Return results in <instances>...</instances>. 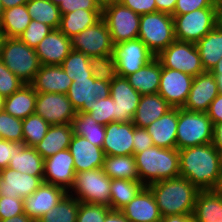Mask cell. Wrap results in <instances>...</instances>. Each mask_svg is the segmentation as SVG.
I'll use <instances>...</instances> for the list:
<instances>
[{
	"label": "cell",
	"mask_w": 222,
	"mask_h": 222,
	"mask_svg": "<svg viewBox=\"0 0 222 222\" xmlns=\"http://www.w3.org/2000/svg\"><path fill=\"white\" fill-rule=\"evenodd\" d=\"M180 176L200 191L215 190L222 176V155L212 143L178 150Z\"/></svg>",
	"instance_id": "obj_1"
},
{
	"label": "cell",
	"mask_w": 222,
	"mask_h": 222,
	"mask_svg": "<svg viewBox=\"0 0 222 222\" xmlns=\"http://www.w3.org/2000/svg\"><path fill=\"white\" fill-rule=\"evenodd\" d=\"M163 216L175 214H193L195 200L200 191L184 177L158 181L147 186Z\"/></svg>",
	"instance_id": "obj_2"
},
{
	"label": "cell",
	"mask_w": 222,
	"mask_h": 222,
	"mask_svg": "<svg viewBox=\"0 0 222 222\" xmlns=\"http://www.w3.org/2000/svg\"><path fill=\"white\" fill-rule=\"evenodd\" d=\"M140 182L144 186L180 176L178 149L157 146L134 154Z\"/></svg>",
	"instance_id": "obj_3"
},
{
	"label": "cell",
	"mask_w": 222,
	"mask_h": 222,
	"mask_svg": "<svg viewBox=\"0 0 222 222\" xmlns=\"http://www.w3.org/2000/svg\"><path fill=\"white\" fill-rule=\"evenodd\" d=\"M0 60L25 84H31L42 64L34 48L29 47L18 37H6Z\"/></svg>",
	"instance_id": "obj_4"
},
{
	"label": "cell",
	"mask_w": 222,
	"mask_h": 222,
	"mask_svg": "<svg viewBox=\"0 0 222 222\" xmlns=\"http://www.w3.org/2000/svg\"><path fill=\"white\" fill-rule=\"evenodd\" d=\"M172 16L175 39L197 43L222 21V8H202Z\"/></svg>",
	"instance_id": "obj_5"
},
{
	"label": "cell",
	"mask_w": 222,
	"mask_h": 222,
	"mask_svg": "<svg viewBox=\"0 0 222 222\" xmlns=\"http://www.w3.org/2000/svg\"><path fill=\"white\" fill-rule=\"evenodd\" d=\"M138 38L157 56L176 40L173 16L159 11L140 15Z\"/></svg>",
	"instance_id": "obj_6"
},
{
	"label": "cell",
	"mask_w": 222,
	"mask_h": 222,
	"mask_svg": "<svg viewBox=\"0 0 222 222\" xmlns=\"http://www.w3.org/2000/svg\"><path fill=\"white\" fill-rule=\"evenodd\" d=\"M213 123L207 112L178 108L177 149L212 143Z\"/></svg>",
	"instance_id": "obj_7"
},
{
	"label": "cell",
	"mask_w": 222,
	"mask_h": 222,
	"mask_svg": "<svg viewBox=\"0 0 222 222\" xmlns=\"http://www.w3.org/2000/svg\"><path fill=\"white\" fill-rule=\"evenodd\" d=\"M111 179L102 168L77 172L68 194L80 202L110 208ZM74 192V193H73Z\"/></svg>",
	"instance_id": "obj_8"
},
{
	"label": "cell",
	"mask_w": 222,
	"mask_h": 222,
	"mask_svg": "<svg viewBox=\"0 0 222 222\" xmlns=\"http://www.w3.org/2000/svg\"><path fill=\"white\" fill-rule=\"evenodd\" d=\"M156 58L163 67L178 70L193 77L205 72L196 43L175 40Z\"/></svg>",
	"instance_id": "obj_9"
},
{
	"label": "cell",
	"mask_w": 222,
	"mask_h": 222,
	"mask_svg": "<svg viewBox=\"0 0 222 222\" xmlns=\"http://www.w3.org/2000/svg\"><path fill=\"white\" fill-rule=\"evenodd\" d=\"M112 56L120 77L135 73L156 57L139 38L115 44Z\"/></svg>",
	"instance_id": "obj_10"
},
{
	"label": "cell",
	"mask_w": 222,
	"mask_h": 222,
	"mask_svg": "<svg viewBox=\"0 0 222 222\" xmlns=\"http://www.w3.org/2000/svg\"><path fill=\"white\" fill-rule=\"evenodd\" d=\"M111 34L113 44L138 38L140 15L121 3L106 7L102 11Z\"/></svg>",
	"instance_id": "obj_11"
},
{
	"label": "cell",
	"mask_w": 222,
	"mask_h": 222,
	"mask_svg": "<svg viewBox=\"0 0 222 222\" xmlns=\"http://www.w3.org/2000/svg\"><path fill=\"white\" fill-rule=\"evenodd\" d=\"M113 48L111 34L103 18L72 39V50L89 57L112 55Z\"/></svg>",
	"instance_id": "obj_12"
},
{
	"label": "cell",
	"mask_w": 222,
	"mask_h": 222,
	"mask_svg": "<svg viewBox=\"0 0 222 222\" xmlns=\"http://www.w3.org/2000/svg\"><path fill=\"white\" fill-rule=\"evenodd\" d=\"M35 114L50 125L71 124L77 114L68 96L63 93L37 92Z\"/></svg>",
	"instance_id": "obj_13"
},
{
	"label": "cell",
	"mask_w": 222,
	"mask_h": 222,
	"mask_svg": "<svg viewBox=\"0 0 222 222\" xmlns=\"http://www.w3.org/2000/svg\"><path fill=\"white\" fill-rule=\"evenodd\" d=\"M77 112L88 113L94 99L110 95V82L97 80L94 77L72 81L66 94Z\"/></svg>",
	"instance_id": "obj_14"
},
{
	"label": "cell",
	"mask_w": 222,
	"mask_h": 222,
	"mask_svg": "<svg viewBox=\"0 0 222 222\" xmlns=\"http://www.w3.org/2000/svg\"><path fill=\"white\" fill-rule=\"evenodd\" d=\"M193 76L161 65L158 93L172 106L182 108L191 89Z\"/></svg>",
	"instance_id": "obj_15"
},
{
	"label": "cell",
	"mask_w": 222,
	"mask_h": 222,
	"mask_svg": "<svg viewBox=\"0 0 222 222\" xmlns=\"http://www.w3.org/2000/svg\"><path fill=\"white\" fill-rule=\"evenodd\" d=\"M110 96L115 102V121L132 122L141 94L129 84L126 77L117 75L110 82Z\"/></svg>",
	"instance_id": "obj_16"
},
{
	"label": "cell",
	"mask_w": 222,
	"mask_h": 222,
	"mask_svg": "<svg viewBox=\"0 0 222 222\" xmlns=\"http://www.w3.org/2000/svg\"><path fill=\"white\" fill-rule=\"evenodd\" d=\"M218 79L210 71L195 76L187 100L182 107L188 111L207 112L219 94Z\"/></svg>",
	"instance_id": "obj_17"
},
{
	"label": "cell",
	"mask_w": 222,
	"mask_h": 222,
	"mask_svg": "<svg viewBox=\"0 0 222 222\" xmlns=\"http://www.w3.org/2000/svg\"><path fill=\"white\" fill-rule=\"evenodd\" d=\"M75 174L74 159L68 149L44 160L43 182L60 186L68 192L73 186Z\"/></svg>",
	"instance_id": "obj_18"
},
{
	"label": "cell",
	"mask_w": 222,
	"mask_h": 222,
	"mask_svg": "<svg viewBox=\"0 0 222 222\" xmlns=\"http://www.w3.org/2000/svg\"><path fill=\"white\" fill-rule=\"evenodd\" d=\"M67 193L60 186L43 182L31 195L23 199L24 213L36 222L56 206Z\"/></svg>",
	"instance_id": "obj_19"
},
{
	"label": "cell",
	"mask_w": 222,
	"mask_h": 222,
	"mask_svg": "<svg viewBox=\"0 0 222 222\" xmlns=\"http://www.w3.org/2000/svg\"><path fill=\"white\" fill-rule=\"evenodd\" d=\"M102 149L107 156L134 155L133 122L107 124Z\"/></svg>",
	"instance_id": "obj_20"
},
{
	"label": "cell",
	"mask_w": 222,
	"mask_h": 222,
	"mask_svg": "<svg viewBox=\"0 0 222 222\" xmlns=\"http://www.w3.org/2000/svg\"><path fill=\"white\" fill-rule=\"evenodd\" d=\"M0 196L25 198L43 183V176H31L9 167L0 170Z\"/></svg>",
	"instance_id": "obj_21"
},
{
	"label": "cell",
	"mask_w": 222,
	"mask_h": 222,
	"mask_svg": "<svg viewBox=\"0 0 222 222\" xmlns=\"http://www.w3.org/2000/svg\"><path fill=\"white\" fill-rule=\"evenodd\" d=\"M42 65H61L72 51V39L53 29L35 48Z\"/></svg>",
	"instance_id": "obj_22"
},
{
	"label": "cell",
	"mask_w": 222,
	"mask_h": 222,
	"mask_svg": "<svg viewBox=\"0 0 222 222\" xmlns=\"http://www.w3.org/2000/svg\"><path fill=\"white\" fill-rule=\"evenodd\" d=\"M68 150L73 156L76 173L103 167V149L93 145L83 136L73 134Z\"/></svg>",
	"instance_id": "obj_23"
},
{
	"label": "cell",
	"mask_w": 222,
	"mask_h": 222,
	"mask_svg": "<svg viewBox=\"0 0 222 222\" xmlns=\"http://www.w3.org/2000/svg\"><path fill=\"white\" fill-rule=\"evenodd\" d=\"M120 211L130 222H160L162 218L155 198L147 186Z\"/></svg>",
	"instance_id": "obj_24"
},
{
	"label": "cell",
	"mask_w": 222,
	"mask_h": 222,
	"mask_svg": "<svg viewBox=\"0 0 222 222\" xmlns=\"http://www.w3.org/2000/svg\"><path fill=\"white\" fill-rule=\"evenodd\" d=\"M72 80L60 65H42L36 73L33 89L39 93L67 94Z\"/></svg>",
	"instance_id": "obj_25"
},
{
	"label": "cell",
	"mask_w": 222,
	"mask_h": 222,
	"mask_svg": "<svg viewBox=\"0 0 222 222\" xmlns=\"http://www.w3.org/2000/svg\"><path fill=\"white\" fill-rule=\"evenodd\" d=\"M178 108L172 107L158 120L145 129L152 138L154 146L174 149L177 148Z\"/></svg>",
	"instance_id": "obj_26"
},
{
	"label": "cell",
	"mask_w": 222,
	"mask_h": 222,
	"mask_svg": "<svg viewBox=\"0 0 222 222\" xmlns=\"http://www.w3.org/2000/svg\"><path fill=\"white\" fill-rule=\"evenodd\" d=\"M171 108L172 106L159 93L141 95L132 122L136 127L146 128Z\"/></svg>",
	"instance_id": "obj_27"
},
{
	"label": "cell",
	"mask_w": 222,
	"mask_h": 222,
	"mask_svg": "<svg viewBox=\"0 0 222 222\" xmlns=\"http://www.w3.org/2000/svg\"><path fill=\"white\" fill-rule=\"evenodd\" d=\"M72 136L71 124L50 125L44 138L34 148L45 160L59 151L68 149Z\"/></svg>",
	"instance_id": "obj_28"
},
{
	"label": "cell",
	"mask_w": 222,
	"mask_h": 222,
	"mask_svg": "<svg viewBox=\"0 0 222 222\" xmlns=\"http://www.w3.org/2000/svg\"><path fill=\"white\" fill-rule=\"evenodd\" d=\"M161 78V63L155 57L147 65L126 76L129 84L141 95L158 93Z\"/></svg>",
	"instance_id": "obj_29"
},
{
	"label": "cell",
	"mask_w": 222,
	"mask_h": 222,
	"mask_svg": "<svg viewBox=\"0 0 222 222\" xmlns=\"http://www.w3.org/2000/svg\"><path fill=\"white\" fill-rule=\"evenodd\" d=\"M37 92L31 84H24L20 89L5 98L4 111L24 120L35 113Z\"/></svg>",
	"instance_id": "obj_30"
},
{
	"label": "cell",
	"mask_w": 222,
	"mask_h": 222,
	"mask_svg": "<svg viewBox=\"0 0 222 222\" xmlns=\"http://www.w3.org/2000/svg\"><path fill=\"white\" fill-rule=\"evenodd\" d=\"M205 71H212L222 60V21L196 43Z\"/></svg>",
	"instance_id": "obj_31"
},
{
	"label": "cell",
	"mask_w": 222,
	"mask_h": 222,
	"mask_svg": "<svg viewBox=\"0 0 222 222\" xmlns=\"http://www.w3.org/2000/svg\"><path fill=\"white\" fill-rule=\"evenodd\" d=\"M102 19V10L78 9L61 15L59 30L73 39L86 28L95 25Z\"/></svg>",
	"instance_id": "obj_32"
},
{
	"label": "cell",
	"mask_w": 222,
	"mask_h": 222,
	"mask_svg": "<svg viewBox=\"0 0 222 222\" xmlns=\"http://www.w3.org/2000/svg\"><path fill=\"white\" fill-rule=\"evenodd\" d=\"M193 215L196 222H222V197L216 190L199 191Z\"/></svg>",
	"instance_id": "obj_33"
},
{
	"label": "cell",
	"mask_w": 222,
	"mask_h": 222,
	"mask_svg": "<svg viewBox=\"0 0 222 222\" xmlns=\"http://www.w3.org/2000/svg\"><path fill=\"white\" fill-rule=\"evenodd\" d=\"M8 167L31 176H43L44 159L34 147L23 146L20 150H14Z\"/></svg>",
	"instance_id": "obj_34"
},
{
	"label": "cell",
	"mask_w": 222,
	"mask_h": 222,
	"mask_svg": "<svg viewBox=\"0 0 222 222\" xmlns=\"http://www.w3.org/2000/svg\"><path fill=\"white\" fill-rule=\"evenodd\" d=\"M102 169L110 179L140 181L134 155H105Z\"/></svg>",
	"instance_id": "obj_35"
},
{
	"label": "cell",
	"mask_w": 222,
	"mask_h": 222,
	"mask_svg": "<svg viewBox=\"0 0 222 222\" xmlns=\"http://www.w3.org/2000/svg\"><path fill=\"white\" fill-rule=\"evenodd\" d=\"M31 20L26 4L11 7L4 10L0 29L5 37H18L26 30Z\"/></svg>",
	"instance_id": "obj_36"
},
{
	"label": "cell",
	"mask_w": 222,
	"mask_h": 222,
	"mask_svg": "<svg viewBox=\"0 0 222 222\" xmlns=\"http://www.w3.org/2000/svg\"><path fill=\"white\" fill-rule=\"evenodd\" d=\"M73 134L83 136L93 145L101 147L105 138V126L98 124L88 113L77 112L71 122Z\"/></svg>",
	"instance_id": "obj_37"
},
{
	"label": "cell",
	"mask_w": 222,
	"mask_h": 222,
	"mask_svg": "<svg viewBox=\"0 0 222 222\" xmlns=\"http://www.w3.org/2000/svg\"><path fill=\"white\" fill-rule=\"evenodd\" d=\"M144 187L145 186L140 181L111 179V210L120 211L124 206L129 204Z\"/></svg>",
	"instance_id": "obj_38"
},
{
	"label": "cell",
	"mask_w": 222,
	"mask_h": 222,
	"mask_svg": "<svg viewBox=\"0 0 222 222\" xmlns=\"http://www.w3.org/2000/svg\"><path fill=\"white\" fill-rule=\"evenodd\" d=\"M26 7L30 17L42 22L53 29H59L61 13L57 5L49 0H28Z\"/></svg>",
	"instance_id": "obj_39"
},
{
	"label": "cell",
	"mask_w": 222,
	"mask_h": 222,
	"mask_svg": "<svg viewBox=\"0 0 222 222\" xmlns=\"http://www.w3.org/2000/svg\"><path fill=\"white\" fill-rule=\"evenodd\" d=\"M79 200L68 193L36 222H77Z\"/></svg>",
	"instance_id": "obj_40"
},
{
	"label": "cell",
	"mask_w": 222,
	"mask_h": 222,
	"mask_svg": "<svg viewBox=\"0 0 222 222\" xmlns=\"http://www.w3.org/2000/svg\"><path fill=\"white\" fill-rule=\"evenodd\" d=\"M50 124L35 113L22 120L23 144L34 147L46 135Z\"/></svg>",
	"instance_id": "obj_41"
},
{
	"label": "cell",
	"mask_w": 222,
	"mask_h": 222,
	"mask_svg": "<svg viewBox=\"0 0 222 222\" xmlns=\"http://www.w3.org/2000/svg\"><path fill=\"white\" fill-rule=\"evenodd\" d=\"M89 56L82 52L72 50L61 63V67L72 81L93 77L89 66Z\"/></svg>",
	"instance_id": "obj_42"
},
{
	"label": "cell",
	"mask_w": 222,
	"mask_h": 222,
	"mask_svg": "<svg viewBox=\"0 0 222 222\" xmlns=\"http://www.w3.org/2000/svg\"><path fill=\"white\" fill-rule=\"evenodd\" d=\"M0 138L23 144L22 120L4 110L0 112Z\"/></svg>",
	"instance_id": "obj_43"
},
{
	"label": "cell",
	"mask_w": 222,
	"mask_h": 222,
	"mask_svg": "<svg viewBox=\"0 0 222 222\" xmlns=\"http://www.w3.org/2000/svg\"><path fill=\"white\" fill-rule=\"evenodd\" d=\"M89 66L97 80L111 82L117 76L112 55L90 57Z\"/></svg>",
	"instance_id": "obj_44"
},
{
	"label": "cell",
	"mask_w": 222,
	"mask_h": 222,
	"mask_svg": "<svg viewBox=\"0 0 222 222\" xmlns=\"http://www.w3.org/2000/svg\"><path fill=\"white\" fill-rule=\"evenodd\" d=\"M88 114L98 124L106 126L115 121V102L110 95L106 98L94 99Z\"/></svg>",
	"instance_id": "obj_45"
},
{
	"label": "cell",
	"mask_w": 222,
	"mask_h": 222,
	"mask_svg": "<svg viewBox=\"0 0 222 222\" xmlns=\"http://www.w3.org/2000/svg\"><path fill=\"white\" fill-rule=\"evenodd\" d=\"M52 30V27L32 19L26 30L18 38L35 49Z\"/></svg>",
	"instance_id": "obj_46"
},
{
	"label": "cell",
	"mask_w": 222,
	"mask_h": 222,
	"mask_svg": "<svg viewBox=\"0 0 222 222\" xmlns=\"http://www.w3.org/2000/svg\"><path fill=\"white\" fill-rule=\"evenodd\" d=\"M110 210L111 208L104 205L79 201L77 222H104L105 216Z\"/></svg>",
	"instance_id": "obj_47"
},
{
	"label": "cell",
	"mask_w": 222,
	"mask_h": 222,
	"mask_svg": "<svg viewBox=\"0 0 222 222\" xmlns=\"http://www.w3.org/2000/svg\"><path fill=\"white\" fill-rule=\"evenodd\" d=\"M25 83L12 73L0 60V94L6 98L20 89Z\"/></svg>",
	"instance_id": "obj_48"
},
{
	"label": "cell",
	"mask_w": 222,
	"mask_h": 222,
	"mask_svg": "<svg viewBox=\"0 0 222 222\" xmlns=\"http://www.w3.org/2000/svg\"><path fill=\"white\" fill-rule=\"evenodd\" d=\"M202 8H222V3L217 0H177L172 15H182Z\"/></svg>",
	"instance_id": "obj_49"
},
{
	"label": "cell",
	"mask_w": 222,
	"mask_h": 222,
	"mask_svg": "<svg viewBox=\"0 0 222 222\" xmlns=\"http://www.w3.org/2000/svg\"><path fill=\"white\" fill-rule=\"evenodd\" d=\"M24 213L23 198L0 196V220Z\"/></svg>",
	"instance_id": "obj_50"
},
{
	"label": "cell",
	"mask_w": 222,
	"mask_h": 222,
	"mask_svg": "<svg viewBox=\"0 0 222 222\" xmlns=\"http://www.w3.org/2000/svg\"><path fill=\"white\" fill-rule=\"evenodd\" d=\"M60 13H70L78 9L101 10L96 0H64L59 4Z\"/></svg>",
	"instance_id": "obj_51"
},
{
	"label": "cell",
	"mask_w": 222,
	"mask_h": 222,
	"mask_svg": "<svg viewBox=\"0 0 222 222\" xmlns=\"http://www.w3.org/2000/svg\"><path fill=\"white\" fill-rule=\"evenodd\" d=\"M154 146L149 133L145 128L136 127L133 124V150L134 154Z\"/></svg>",
	"instance_id": "obj_52"
},
{
	"label": "cell",
	"mask_w": 222,
	"mask_h": 222,
	"mask_svg": "<svg viewBox=\"0 0 222 222\" xmlns=\"http://www.w3.org/2000/svg\"><path fill=\"white\" fill-rule=\"evenodd\" d=\"M120 3L138 15L157 12L155 0H121Z\"/></svg>",
	"instance_id": "obj_53"
},
{
	"label": "cell",
	"mask_w": 222,
	"mask_h": 222,
	"mask_svg": "<svg viewBox=\"0 0 222 222\" xmlns=\"http://www.w3.org/2000/svg\"><path fill=\"white\" fill-rule=\"evenodd\" d=\"M24 144L0 139V170L7 168L14 150H20Z\"/></svg>",
	"instance_id": "obj_54"
},
{
	"label": "cell",
	"mask_w": 222,
	"mask_h": 222,
	"mask_svg": "<svg viewBox=\"0 0 222 222\" xmlns=\"http://www.w3.org/2000/svg\"><path fill=\"white\" fill-rule=\"evenodd\" d=\"M207 114L213 124L222 122V93L210 103Z\"/></svg>",
	"instance_id": "obj_55"
},
{
	"label": "cell",
	"mask_w": 222,
	"mask_h": 222,
	"mask_svg": "<svg viewBox=\"0 0 222 222\" xmlns=\"http://www.w3.org/2000/svg\"><path fill=\"white\" fill-rule=\"evenodd\" d=\"M212 144L222 155V122L213 124Z\"/></svg>",
	"instance_id": "obj_56"
},
{
	"label": "cell",
	"mask_w": 222,
	"mask_h": 222,
	"mask_svg": "<svg viewBox=\"0 0 222 222\" xmlns=\"http://www.w3.org/2000/svg\"><path fill=\"white\" fill-rule=\"evenodd\" d=\"M156 9L159 12L173 14L177 0H155Z\"/></svg>",
	"instance_id": "obj_57"
},
{
	"label": "cell",
	"mask_w": 222,
	"mask_h": 222,
	"mask_svg": "<svg viewBox=\"0 0 222 222\" xmlns=\"http://www.w3.org/2000/svg\"><path fill=\"white\" fill-rule=\"evenodd\" d=\"M160 222H196L193 214H175L163 216Z\"/></svg>",
	"instance_id": "obj_58"
},
{
	"label": "cell",
	"mask_w": 222,
	"mask_h": 222,
	"mask_svg": "<svg viewBox=\"0 0 222 222\" xmlns=\"http://www.w3.org/2000/svg\"><path fill=\"white\" fill-rule=\"evenodd\" d=\"M104 222H130L121 211L110 210L106 216Z\"/></svg>",
	"instance_id": "obj_59"
},
{
	"label": "cell",
	"mask_w": 222,
	"mask_h": 222,
	"mask_svg": "<svg viewBox=\"0 0 222 222\" xmlns=\"http://www.w3.org/2000/svg\"><path fill=\"white\" fill-rule=\"evenodd\" d=\"M211 73L218 79L219 92L222 93V60L216 64Z\"/></svg>",
	"instance_id": "obj_60"
},
{
	"label": "cell",
	"mask_w": 222,
	"mask_h": 222,
	"mask_svg": "<svg viewBox=\"0 0 222 222\" xmlns=\"http://www.w3.org/2000/svg\"><path fill=\"white\" fill-rule=\"evenodd\" d=\"M0 222H34V221L31 218H29L25 213H23L16 215L15 217L0 220Z\"/></svg>",
	"instance_id": "obj_61"
},
{
	"label": "cell",
	"mask_w": 222,
	"mask_h": 222,
	"mask_svg": "<svg viewBox=\"0 0 222 222\" xmlns=\"http://www.w3.org/2000/svg\"><path fill=\"white\" fill-rule=\"evenodd\" d=\"M3 9H8L18 5L26 4L28 0H1Z\"/></svg>",
	"instance_id": "obj_62"
},
{
	"label": "cell",
	"mask_w": 222,
	"mask_h": 222,
	"mask_svg": "<svg viewBox=\"0 0 222 222\" xmlns=\"http://www.w3.org/2000/svg\"><path fill=\"white\" fill-rule=\"evenodd\" d=\"M97 4L103 11L106 7L120 3L121 0H96Z\"/></svg>",
	"instance_id": "obj_63"
},
{
	"label": "cell",
	"mask_w": 222,
	"mask_h": 222,
	"mask_svg": "<svg viewBox=\"0 0 222 222\" xmlns=\"http://www.w3.org/2000/svg\"><path fill=\"white\" fill-rule=\"evenodd\" d=\"M215 190L222 197V176H221L219 184Z\"/></svg>",
	"instance_id": "obj_64"
},
{
	"label": "cell",
	"mask_w": 222,
	"mask_h": 222,
	"mask_svg": "<svg viewBox=\"0 0 222 222\" xmlns=\"http://www.w3.org/2000/svg\"><path fill=\"white\" fill-rule=\"evenodd\" d=\"M5 38L6 37H5L4 33L0 29V54H1L2 46H3V42H4Z\"/></svg>",
	"instance_id": "obj_65"
},
{
	"label": "cell",
	"mask_w": 222,
	"mask_h": 222,
	"mask_svg": "<svg viewBox=\"0 0 222 222\" xmlns=\"http://www.w3.org/2000/svg\"><path fill=\"white\" fill-rule=\"evenodd\" d=\"M5 98L0 94V112L4 110Z\"/></svg>",
	"instance_id": "obj_66"
},
{
	"label": "cell",
	"mask_w": 222,
	"mask_h": 222,
	"mask_svg": "<svg viewBox=\"0 0 222 222\" xmlns=\"http://www.w3.org/2000/svg\"><path fill=\"white\" fill-rule=\"evenodd\" d=\"M51 1L54 5L59 6L60 3H62L64 0H49Z\"/></svg>",
	"instance_id": "obj_67"
},
{
	"label": "cell",
	"mask_w": 222,
	"mask_h": 222,
	"mask_svg": "<svg viewBox=\"0 0 222 222\" xmlns=\"http://www.w3.org/2000/svg\"><path fill=\"white\" fill-rule=\"evenodd\" d=\"M3 12H4V9H3V6H2V2L0 0V21H1L2 15H3Z\"/></svg>",
	"instance_id": "obj_68"
}]
</instances>
